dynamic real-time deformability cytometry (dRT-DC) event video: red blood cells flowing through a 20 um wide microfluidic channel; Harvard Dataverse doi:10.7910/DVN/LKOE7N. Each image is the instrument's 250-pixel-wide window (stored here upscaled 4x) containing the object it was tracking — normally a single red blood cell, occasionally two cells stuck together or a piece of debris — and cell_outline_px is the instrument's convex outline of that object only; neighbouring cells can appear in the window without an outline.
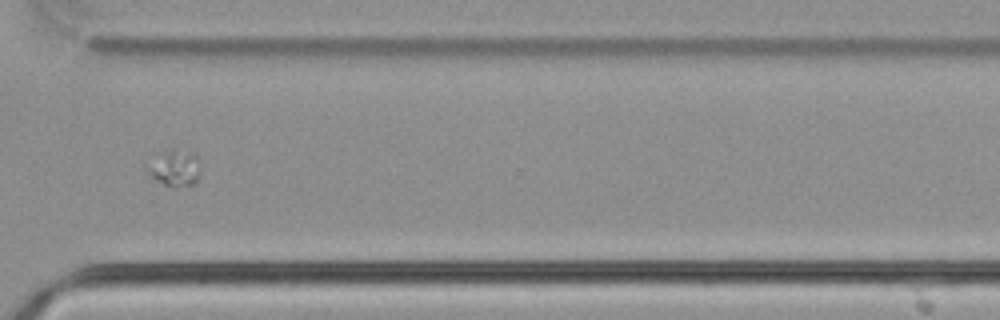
{"species": "common noctule bat (a hibernating species)", "species_latin": "Nyctalus noctula", "temperature_condition": "cold", "stored_images_in_passage": 55, "segment_of_instrument_passage": [2, 2], "camera_frame_rate_fps": 3000, "um_per_image_px": 0.085, "animal": {"sex": "male", "body_mass_g": 21.5, "forearm_length_mm": 52.0}, "frame": {"image": 1, "passage_image": 41, "time_ms": 13.333, "image_size_px": [1000, 320], "cell_outline_px": [[200, 160], [196, 180], [192, 184], [172, 188], [156, 180], [148, 172], [144, 164], [164, 152], [172, 148], [188, 152]], "centroid_in_image_um": [14.8, 14.29], "position_along_channel_um": 355.8, "area_um2": 10.98}}
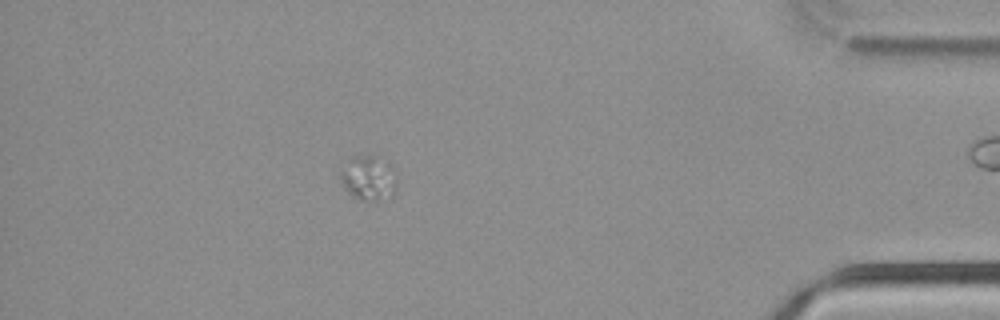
{"frame": {"image": 2, "passage_image": 48, "time_ms": 15.667, "image_size_px": [1000, 320], "cell_outline_px": [[396, 192], [392, 200], [364, 200], [352, 196], [344, 188], [340, 180], [340, 168], [356, 156], [376, 156], [392, 164], [396, 172]], "centroid_in_image_um": [31.39, 15.17], "position_along_channel_um": 403.8, "area_um2": 15.09}}